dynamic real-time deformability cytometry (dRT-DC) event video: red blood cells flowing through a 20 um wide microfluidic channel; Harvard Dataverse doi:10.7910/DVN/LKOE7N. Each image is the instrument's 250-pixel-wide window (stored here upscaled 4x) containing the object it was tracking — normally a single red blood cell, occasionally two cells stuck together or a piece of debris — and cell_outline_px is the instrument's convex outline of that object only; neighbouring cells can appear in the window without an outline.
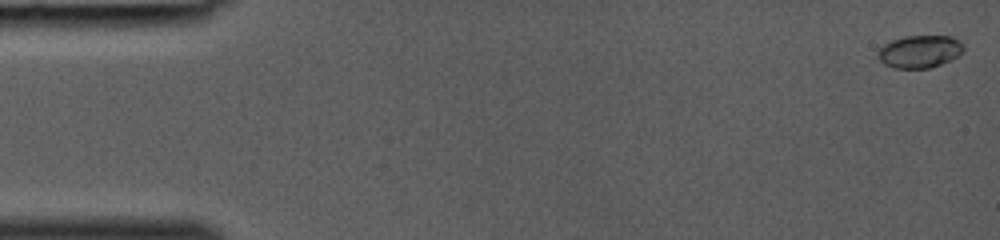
{"species": "common noctule bat (a hibernating species)", "species_latin": "Nyctalus noctula", "temperature_condition": "room temperature", "stored_images_in_passage": 35, "camera_frame_rate_fps": 3000, "um_per_image_px": 0.085, "animal": {"sex": "female", "body_mass_g": 19.0, "forearm_length_mm": 53.3}, "frame": {"image": 1, "passage_image": 1, "time_ms": 0.0, "image_size_px": [1000, 240], "cell_outline_px": [[964, 52], [960, 56], [952, 60], [928, 68], [896, 68], [884, 64], [876, 56], [876, 52], [884, 44], [892, 40], [904, 36], [952, 36], [960, 40], [964, 44]], "centroid_in_image_um": [78.21, 4.37], "position_along_channel_um": 6.8, "area_um2": 16.53}}
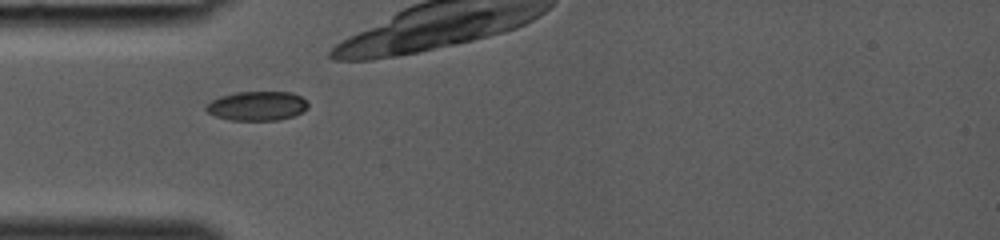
{"frame": {"image": 2, "passage_image": 13, "time_ms": 4.0, "image_size_px": [1000, 240], "cell_outline_px": [[308, 108], [304, 112], [292, 116], [276, 120], [228, 120], [216, 116], [208, 112], [204, 108], [212, 100], [220, 96], [236, 92], [292, 92], [300, 96], [308, 104]], "centroid_in_image_um": [21.86, 9.0], "position_along_channel_um": 63.1, "area_um2": 17.34}}